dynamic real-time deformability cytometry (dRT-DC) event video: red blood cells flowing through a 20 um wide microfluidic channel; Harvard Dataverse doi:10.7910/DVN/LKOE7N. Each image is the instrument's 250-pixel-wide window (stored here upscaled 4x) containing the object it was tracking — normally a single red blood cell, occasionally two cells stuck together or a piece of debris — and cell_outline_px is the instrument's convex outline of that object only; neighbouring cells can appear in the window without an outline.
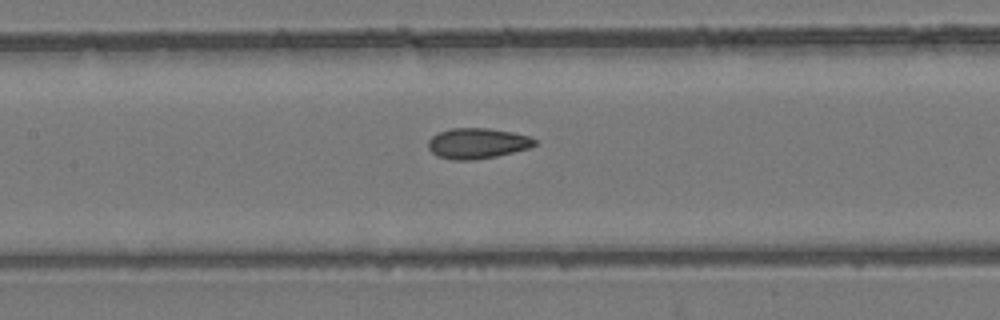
{"species": "common noctule bat (a hibernating species)", "species_latin": "Nyctalus noctula", "temperature_condition": "room temperature", "stored_images_in_passage": 53, "segment_of_instrument_passage": [2, 2], "camera_frame_rate_fps": 3000, "um_per_image_px": 0.085, "animal": {"sex": "female", "body_mass_g": 24.6, "forearm_length_mm": 56.2}, "frame": {"image": 1, "passage_image": 24, "time_ms": 7.667, "image_size_px": [1000, 320], "cell_outline_px": [[536, 144], [528, 148], [496, 156], [472, 160], [452, 160], [436, 156], [428, 148], [428, 140], [436, 132], [452, 128], [488, 128], [512, 132], [528, 136], [536, 140]], "centroid_in_image_um": [40.52, 12.18], "position_along_channel_um": 166.9, "area_um2": 18.96}}
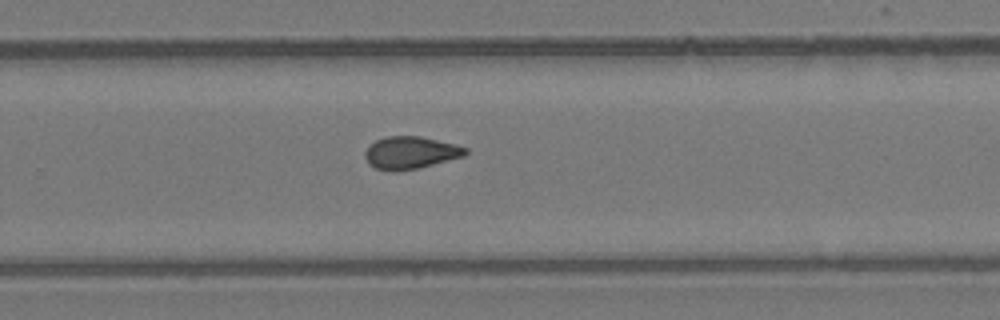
{"frame": {"image": 2, "passage_image": 34, "time_ms": 11.0, "image_size_px": [1000, 320], "cell_outline_px": [[468, 152], [464, 156], [416, 168], [376, 168], [368, 164], [364, 156], [364, 152], [376, 140], [384, 136], [420, 136], [456, 144], [468, 148]], "centroid_in_image_um": [34.92, 12.93], "position_along_channel_um": 294.9, "area_um2": 18.32}}
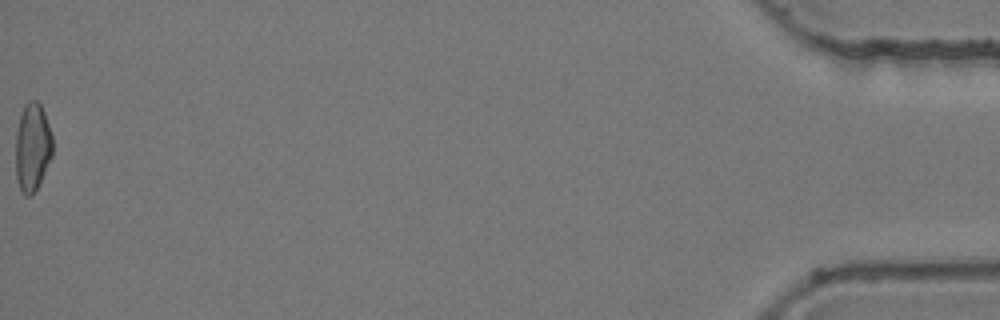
{"frame": {"image": 3, "passage_image": 53, "time_ms": 17.333, "image_size_px": [1000, 320], "cell_outline_px": [[52, 156], [36, 188], [28, 196], [24, 196], [20, 192], [16, 180], [16, 132], [20, 116], [24, 104], [28, 100], [36, 100], [40, 104], [44, 112], [52, 136]], "centroid_in_image_um": [2.74, 12.49], "position_along_channel_um": 432.5, "area_um2": 18.9}}